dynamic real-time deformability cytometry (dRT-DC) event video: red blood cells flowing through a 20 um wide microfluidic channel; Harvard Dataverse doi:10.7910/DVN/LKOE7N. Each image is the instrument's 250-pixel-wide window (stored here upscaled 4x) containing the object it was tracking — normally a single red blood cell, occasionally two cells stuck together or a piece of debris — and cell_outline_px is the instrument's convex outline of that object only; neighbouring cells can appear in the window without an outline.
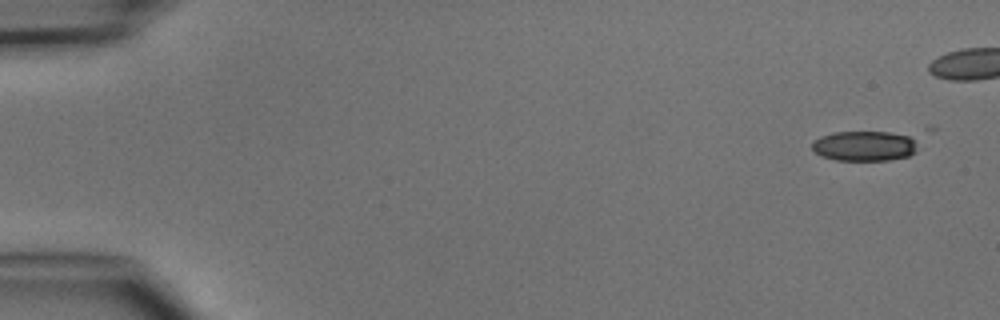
{"species": "common noctule bat (a hibernating species)", "species_latin": "Nyctalus noctula", "temperature_condition": "cold", "stored_images_in_passage": 3, "camera_frame_rate_fps": 3000, "um_per_image_px": 0.085, "animal": {"sex": "male", "body_mass_g": 15.6}, "frame": {"image": 1, "passage_image": 1, "time_ms": 0.0, "image_size_px": [1000, 320], "cell_outline_px": [[916, 152], [908, 156], [888, 160], [836, 160], [820, 156], [812, 148], [812, 140], [820, 136], [836, 132], [892, 132], [908, 136], [912, 140]], "centroid_in_image_um": [73.4, 12.41], "position_along_channel_um": 11.6, "area_um2": 18.32}}